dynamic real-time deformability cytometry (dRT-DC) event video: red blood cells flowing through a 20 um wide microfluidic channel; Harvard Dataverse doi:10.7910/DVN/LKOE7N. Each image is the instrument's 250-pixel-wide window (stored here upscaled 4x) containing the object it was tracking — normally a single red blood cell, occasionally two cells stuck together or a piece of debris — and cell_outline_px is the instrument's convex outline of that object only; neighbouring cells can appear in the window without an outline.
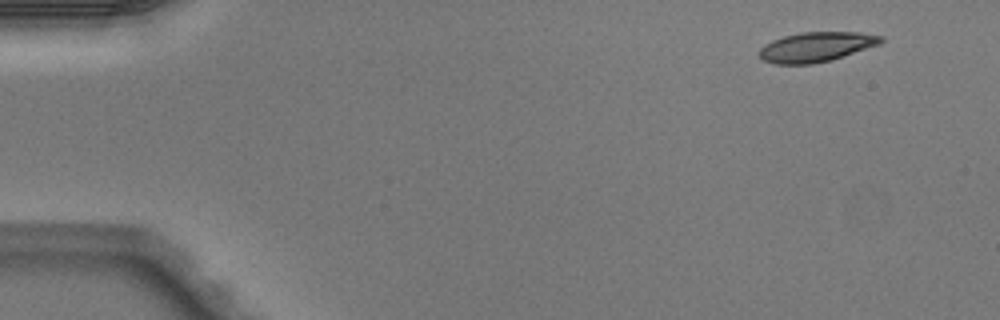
{"species": "Egyptian fruit bat (a non-hibernating species)", "species_latin": "Rousettus aegyptiacus", "temperature_condition": "warm", "stored_images_in_passage": 4, "camera_frame_rate_fps": 3000, "um_per_image_px": 0.085, "animal": {"sex": "male"}, "frame": {"image": 1, "passage_image": 1, "time_ms": 0.0, "image_size_px": [1000, 320], "cell_outline_px": [[884, 40], [880, 44], [832, 60], [812, 64], [776, 64], [764, 60], [756, 52], [764, 44], [772, 40], [784, 36], [800, 32], [860, 32], [884, 36]], "centroid_in_image_um": [69.38, 3.98], "position_along_channel_um": 15.6, "area_um2": 21.27}}
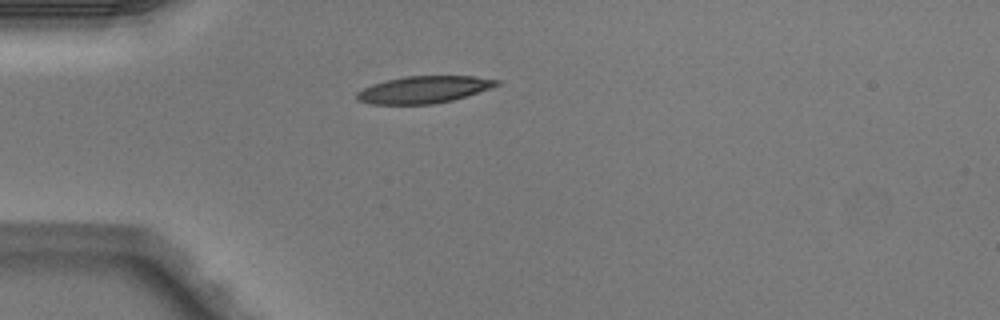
{"frame": {"image": 2, "passage_image": 4, "time_ms": 1.0, "image_size_px": [1000, 320], "cell_outline_px": [[500, 84], [492, 88], [452, 100], [432, 104], [372, 104], [356, 100], [356, 92], [372, 84], [404, 76], [476, 76], [500, 80]], "centroid_in_image_um": [36.03, 7.61], "position_along_channel_um": 49.0, "area_um2": 22.02}}